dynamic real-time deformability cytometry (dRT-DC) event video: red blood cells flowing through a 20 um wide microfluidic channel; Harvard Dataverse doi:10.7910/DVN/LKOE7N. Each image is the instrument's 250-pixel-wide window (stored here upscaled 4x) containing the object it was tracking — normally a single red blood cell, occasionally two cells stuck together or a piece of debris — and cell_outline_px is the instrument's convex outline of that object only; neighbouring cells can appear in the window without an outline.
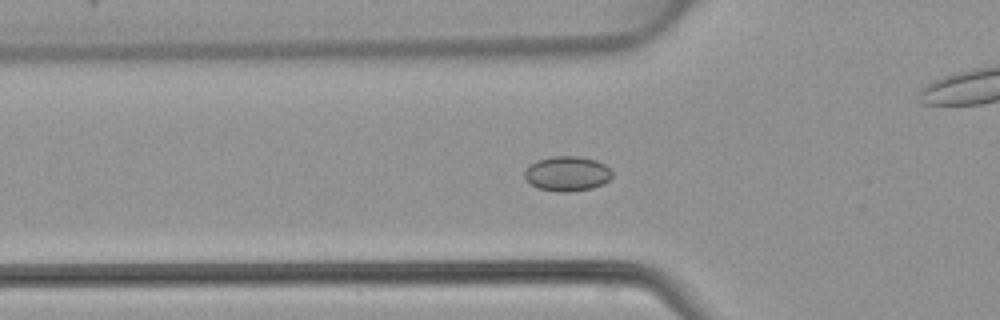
{"species": "common noctule bat (a hibernating species)", "species_latin": "Nyctalus noctula", "temperature_condition": "warm", "stored_images_in_passage": 49, "camera_frame_rate_fps": 3000, "um_per_image_px": 0.085, "animal": {"sex": "female", "body_mass_g": 22.7, "forearm_length_mm": 54.2}, "frame": {"image": 1, "passage_image": 16, "time_ms": 5.0, "image_size_px": [1000, 320], "cell_outline_px": [[612, 176], [604, 184], [592, 188], [568, 192], [556, 192], [536, 188], [524, 180], [524, 172], [536, 160], [552, 156], [580, 156], [596, 160], [604, 164], [612, 172]], "centroid_in_image_um": [48.19, 14.77], "position_along_channel_um": 77.6, "area_um2": 17.98}}
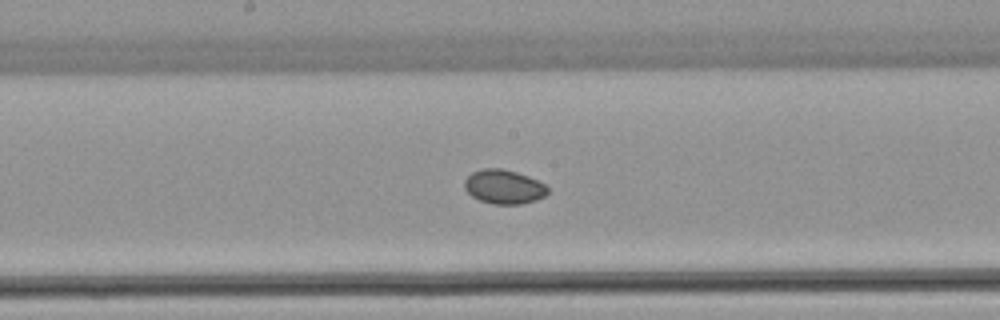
{"frame": {"image": 2, "passage_image": 25, "time_ms": 8.0, "image_size_px": [1000, 320], "cell_outline_px": [[548, 192], [544, 196], [536, 200], [520, 204], [492, 204], [480, 200], [472, 196], [464, 188], [464, 180], [472, 172], [484, 168], [500, 168], [516, 172], [528, 176], [544, 184], [548, 188]], "centroid_in_image_um": [42.81, 15.88], "position_along_channel_um": 205.4, "area_um2": 16.47}}
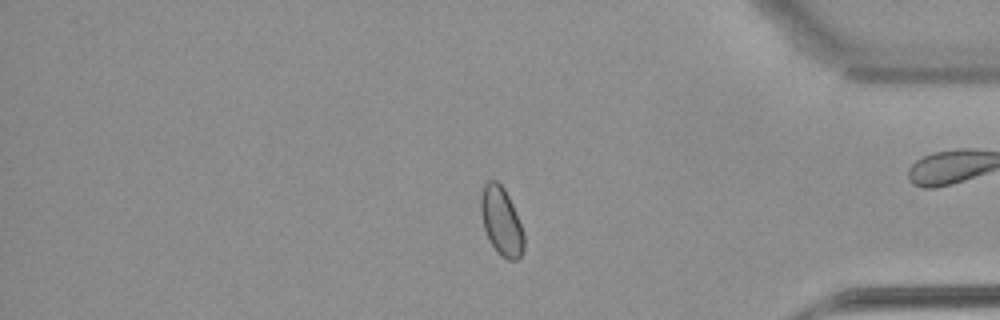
{"frame": {"image": 3, "passage_image": 40, "time_ms": 13.0, "image_size_px": [1000, 320], "cell_outline_px": [[524, 248], [520, 256], [516, 260], [508, 260], [500, 256], [492, 244], [484, 228], [480, 212], [480, 200], [484, 184], [488, 180], [496, 180], [504, 188], [512, 204], [524, 232]], "centroid_in_image_um": [42.61, 18.81], "position_along_channel_um": 392.6, "area_um2": 17.05}}